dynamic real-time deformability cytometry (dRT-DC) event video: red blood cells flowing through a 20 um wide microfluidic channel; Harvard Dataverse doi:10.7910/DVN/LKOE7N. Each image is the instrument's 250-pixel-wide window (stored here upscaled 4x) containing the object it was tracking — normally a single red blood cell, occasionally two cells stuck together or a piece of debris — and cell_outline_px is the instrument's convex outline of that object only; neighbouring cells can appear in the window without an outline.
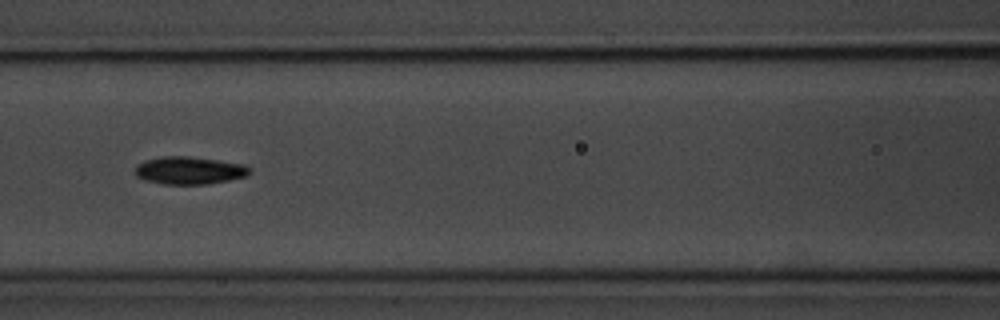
{"species": "common noctule bat (a hibernating species)", "species_latin": "Nyctalus noctula", "temperature_condition": "room temperature", "stored_images_in_passage": 9, "camera_frame_rate_fps": 3000, "um_per_image_px": 0.085, "animal": {"sex": "male", "body_mass_g": 20.1, "forearm_length_mm": 53.5}, "frame": {"image": 1, "passage_image": 7, "time_ms": 6.667, "image_size_px": [1000, 320], "cell_outline_px": [[248, 172], [244, 176], [228, 180], [208, 184], [164, 184], [144, 180], [136, 176], [136, 164], [144, 160], [164, 156], [188, 156], [244, 164], [248, 168]], "centroid_in_image_um": [16.02, 14.48], "position_along_channel_um": 150.6, "area_um2": 18.21}}
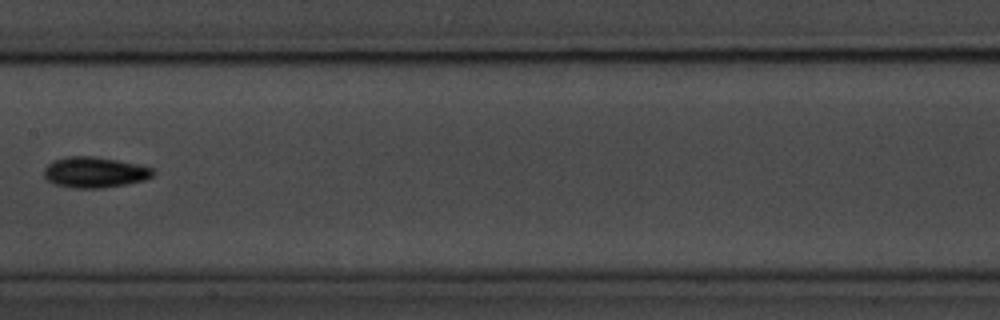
{"frame": {"image": 2, "passage_image": 8, "time_ms": 8.0, "image_size_px": [1000, 320], "cell_outline_px": [[156, 172], [152, 176], [144, 180], [128, 184], [100, 188], [72, 188], [52, 184], [44, 176], [44, 168], [52, 160], [68, 156], [92, 156], [116, 160], [136, 164], [152, 168]], "centroid_in_image_um": [8.01, 14.65], "position_along_channel_um": 199.4, "area_um2": 19.59}}